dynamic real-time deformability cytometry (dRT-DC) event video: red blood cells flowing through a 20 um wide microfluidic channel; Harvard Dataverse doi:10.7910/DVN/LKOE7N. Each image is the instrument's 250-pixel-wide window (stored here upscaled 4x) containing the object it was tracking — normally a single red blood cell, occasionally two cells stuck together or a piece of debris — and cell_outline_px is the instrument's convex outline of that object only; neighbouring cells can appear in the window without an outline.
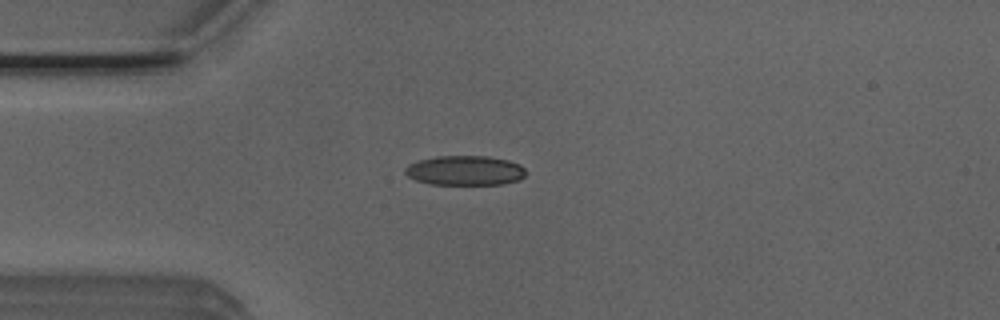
{"species": "Egyptian fruit bat (a non-hibernating species)", "species_latin": "Rousettus aegyptiacus", "temperature_condition": "room temperature", "stored_images_in_passage": 41, "camera_frame_rate_fps": 3000, "um_per_image_px": 0.085, "animal": {"sex": "male"}, "frame": {"image": 1, "passage_image": 2, "time_ms": 0.333, "image_size_px": [1000, 320], "cell_outline_px": [[524, 176], [520, 180], [504, 184], [428, 184], [416, 180], [408, 176], [404, 172], [404, 168], [408, 164], [420, 160], [436, 156], [488, 156], [508, 160], [520, 164], [524, 168]], "centroid_in_image_um": [39.52, 14.49], "position_along_channel_um": 45.5, "area_um2": 20.92}}
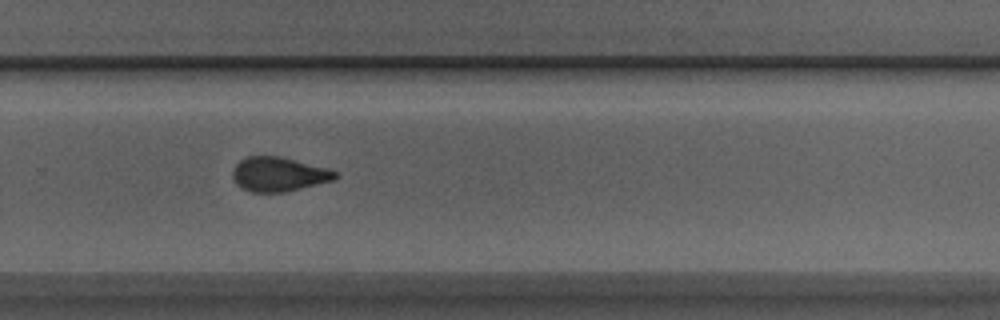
{"frame": {"image": 2, "passage_image": 23, "time_ms": 7.333, "image_size_px": [1000, 320], "cell_outline_px": [[336, 180], [284, 192], [252, 192], [240, 188], [236, 184], [232, 176], [232, 172], [236, 164], [244, 156], [280, 156], [324, 168], [336, 172]], "centroid_in_image_um": [23.63, 14.82], "position_along_channel_um": 306.2, "area_um2": 20.4}}
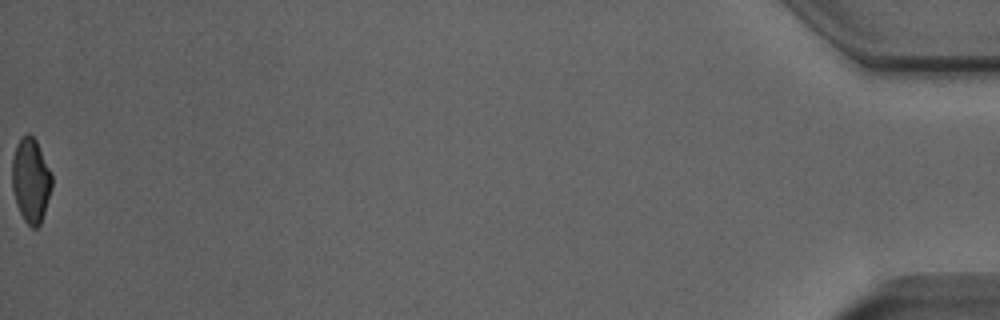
{"frame": {"image": 3, "passage_image": 41, "time_ms": 13.333, "image_size_px": [1000, 320], "cell_outline_px": [[52, 188], [40, 224], [36, 228], [32, 228], [24, 220], [16, 204], [12, 188], [12, 156], [16, 144], [20, 136], [28, 132], [36, 140], [52, 176]], "centroid_in_image_um": [2.6, 15.3], "position_along_channel_um": 432.6, "area_um2": 19.59}, "authors_computed_cell_mechanics": {"area_um2": 20.7502, "velocity_mm_per_s": 3.9338, "shape_relaxation_time_tau1_ms": 8.2995, "shape_relaxation_time_tau2_ms": 1.9893, "deformation_change_tau1": 0.1972, "deformation_change_tau2": 0.0859}}